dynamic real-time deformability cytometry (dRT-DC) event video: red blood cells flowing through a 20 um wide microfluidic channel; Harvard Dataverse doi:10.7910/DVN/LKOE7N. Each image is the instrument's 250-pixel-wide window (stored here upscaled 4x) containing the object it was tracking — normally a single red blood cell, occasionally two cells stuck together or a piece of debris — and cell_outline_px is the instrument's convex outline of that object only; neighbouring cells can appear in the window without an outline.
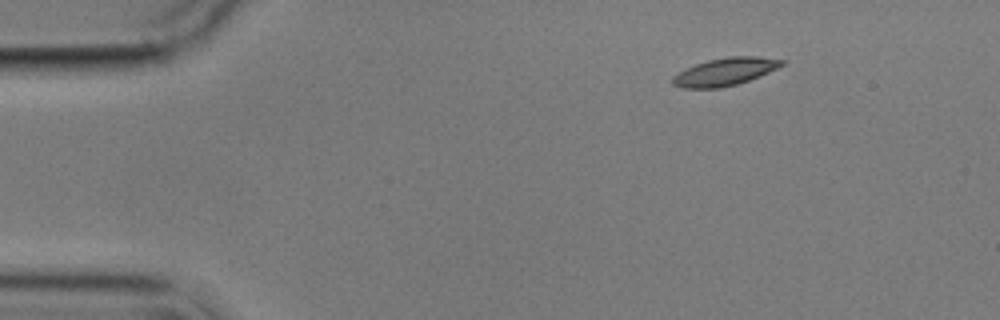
{"species": "common noctule bat (a hibernating species)", "species_latin": "Nyctalus noctula", "temperature_condition": "cold", "stored_images_in_passage": 9, "camera_frame_rate_fps": 3000, "um_per_image_px": 0.085, "animal": {"sex": "male", "body_mass_g": 17.9}, "frame": {"image": 1, "passage_image": 1, "time_ms": 0.0, "image_size_px": [1000, 320], "cell_outline_px": [[788, 60], [784, 64], [760, 76], [736, 84], [720, 88], [684, 88], [672, 84], [672, 76], [696, 64], [708, 60], [728, 56], [756, 56]], "centroid_in_image_um": [61.65, 6.09], "position_along_channel_um": 23.4, "area_um2": 17.46}}
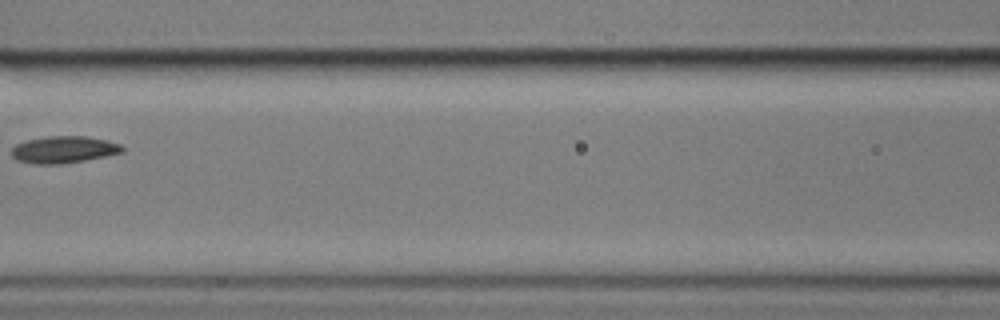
{"frame": {"image": 2, "passage_image": 6, "time_ms": 6.0, "image_size_px": [1000, 320], "cell_outline_px": [[124, 152], [84, 160], [60, 164], [32, 164], [16, 160], [12, 156], [12, 148], [16, 144], [28, 140], [48, 136], [84, 136], [104, 140], [120, 144], [124, 148]], "centroid_in_image_um": [5.39, 12.72], "position_along_channel_um": 161.2, "area_um2": 17.22}}
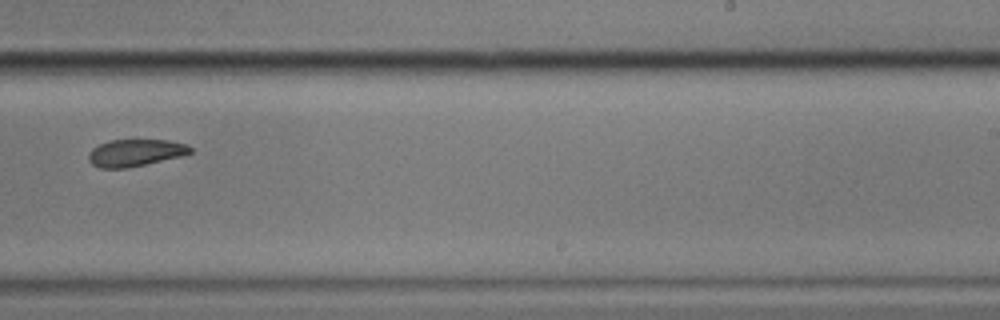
{"frame": {"image": 3, "passage_image": 9, "time_ms": 9.333, "image_size_px": [1000, 320], "cell_outline_px": [[192, 152], [184, 156], [128, 168], [100, 168], [92, 164], [88, 160], [88, 152], [92, 148], [100, 144], [112, 140], [168, 140], [184, 144], [192, 148]], "centroid_in_image_um": [11.5, 13.0], "position_along_channel_um": 277.5, "area_um2": 16.13}}